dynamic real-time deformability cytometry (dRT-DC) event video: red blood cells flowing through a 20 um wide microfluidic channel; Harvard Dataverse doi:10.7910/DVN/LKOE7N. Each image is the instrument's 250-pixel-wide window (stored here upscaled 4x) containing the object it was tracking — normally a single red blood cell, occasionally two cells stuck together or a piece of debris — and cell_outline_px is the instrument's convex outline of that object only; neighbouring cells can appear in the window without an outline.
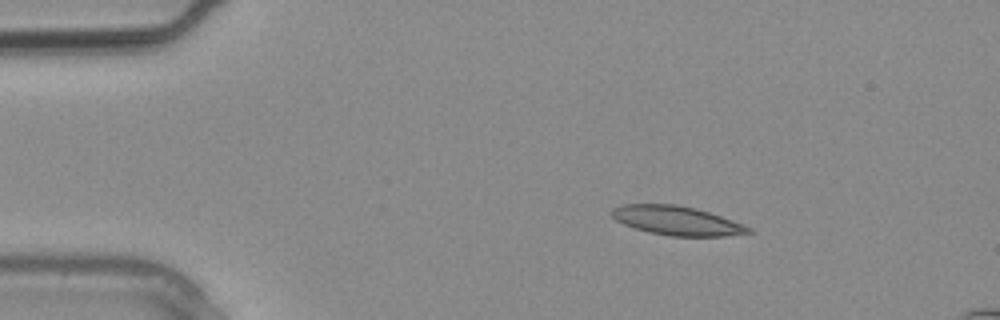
{"species": "common noctule bat (a hibernating species)", "species_latin": "Nyctalus noctula", "temperature_condition": "warm", "stored_images_in_passage": 3, "camera_frame_rate_fps": 3000, "um_per_image_px": 0.085, "animal": {"sex": "male", "body_mass_g": 20.4}, "frame": {"image": 1, "passage_image": 1, "time_ms": 0.0, "image_size_px": [1000, 320], "cell_outline_px": [[752, 232], [724, 236], [672, 236], [648, 232], [624, 224], [616, 220], [612, 216], [612, 208], [620, 204], [676, 204], [696, 208], [744, 224], [752, 228]], "centroid_in_image_um": [57.52, 18.74], "position_along_channel_um": 27.5, "area_um2": 23.06}}